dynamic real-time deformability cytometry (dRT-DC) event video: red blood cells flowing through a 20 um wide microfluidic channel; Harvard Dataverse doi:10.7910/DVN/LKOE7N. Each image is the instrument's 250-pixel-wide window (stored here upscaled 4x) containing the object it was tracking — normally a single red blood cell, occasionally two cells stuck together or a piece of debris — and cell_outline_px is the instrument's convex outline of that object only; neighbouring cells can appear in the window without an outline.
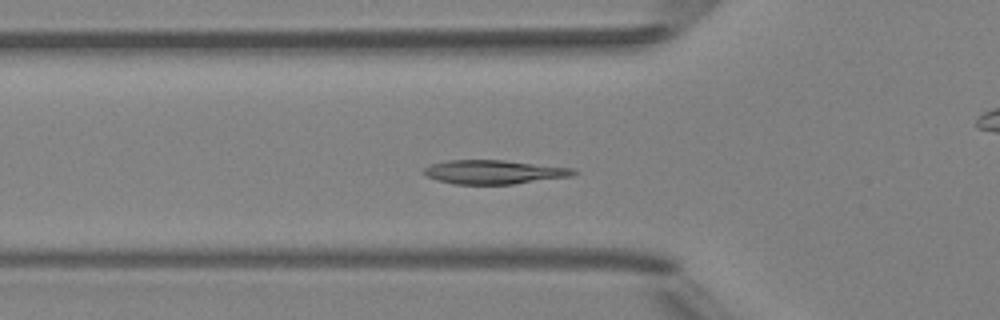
{"species": "Egyptian fruit bat (a non-hibernating species)", "species_latin": "Rousettus aegyptiacus", "temperature_condition": "room temperature", "stored_images_in_passage": 35, "camera_frame_rate_fps": 3000, "um_per_image_px": 0.085, "animal": {"sex": "female"}, "frame": {"image": 1, "passage_image": 2, "time_ms": 0.333, "image_size_px": [1000, 320], "cell_outline_px": [[580, 172], [572, 176], [512, 184], [456, 184], [436, 180], [424, 176], [420, 172], [428, 164], [448, 160], [504, 160], [576, 168]], "centroid_in_image_um": [41.96, 14.61], "position_along_channel_um": 83.8, "area_um2": 21.21}}
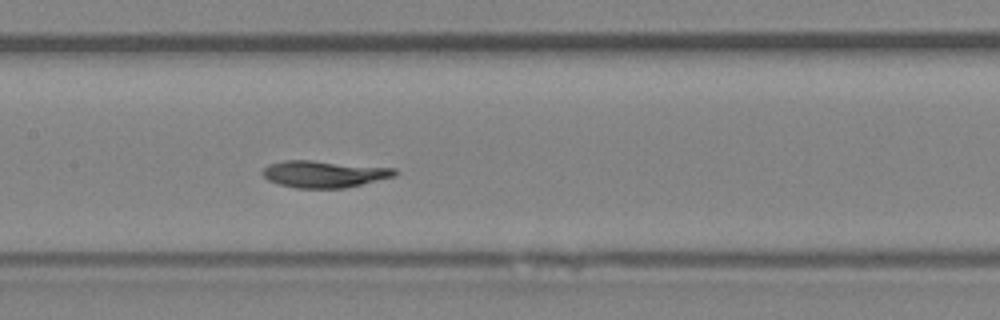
{"frame": {"image": 2, "passage_image": 9, "time_ms": 2.667, "image_size_px": [1000, 320], "cell_outline_px": [[400, 172], [396, 176], [344, 188], [296, 188], [280, 184], [268, 180], [260, 172], [268, 164], [284, 160], [312, 160], [396, 168]], "centroid_in_image_um": [27.56, 14.78], "position_along_channel_um": 179.8, "area_um2": 20.81}}
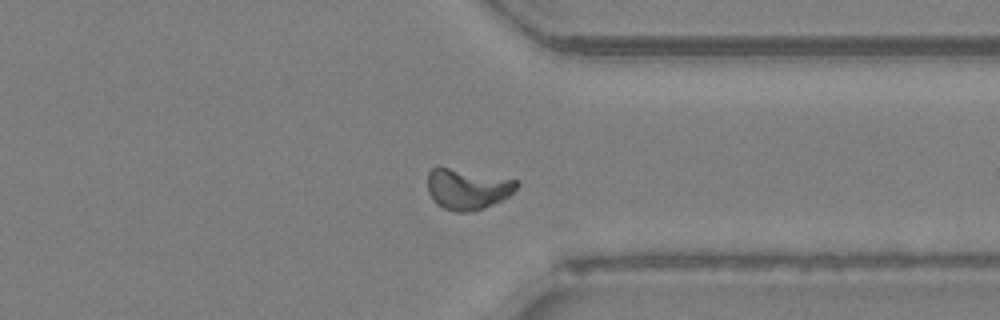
{"frame": {"image": 3, "passage_image": 23, "time_ms": 7.333, "image_size_px": [1000, 320], "cell_outline_px": [[520, 184], [508, 196], [492, 204], [472, 212], [456, 212], [444, 208], [436, 204], [432, 200], [428, 192], [428, 172], [436, 164], [520, 180]], "centroid_in_image_um": [39.7, 16.02], "position_along_channel_um": 371.7, "area_um2": 21.68}, "authors_computed_cell_mechanics": {"area_um2": 20.3456, "velocity_mm_per_s": 4.133, "shape_relaxation_time_tau1_ms": 2.7327, "shape_relaxation_time_tau2_ms": 1.1881, "deformation_change_tau1": 0.1323, "deformation_change_tau2": 0.0443}}